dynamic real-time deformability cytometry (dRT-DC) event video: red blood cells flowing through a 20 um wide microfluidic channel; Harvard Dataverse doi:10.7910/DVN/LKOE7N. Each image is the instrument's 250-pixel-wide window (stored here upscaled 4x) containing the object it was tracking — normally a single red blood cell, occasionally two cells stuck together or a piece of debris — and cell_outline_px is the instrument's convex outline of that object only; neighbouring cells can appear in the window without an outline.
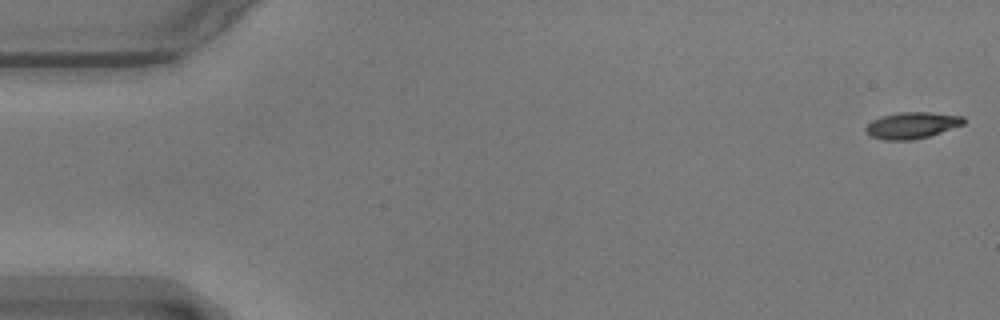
{"species": "common noctule bat (a hibernating species)", "species_latin": "Nyctalus noctula", "temperature_condition": "warm", "stored_images_in_passage": 56, "camera_frame_rate_fps": 3000, "um_per_image_px": 0.085, "animal": {"sex": "male", "body_mass_g": 17.9}, "frame": {"image": 1, "passage_image": 1, "time_ms": 0.0, "image_size_px": [1000, 320], "cell_outline_px": [[964, 124], [928, 136], [912, 140], [884, 140], [868, 136], [864, 132], [864, 128], [872, 120], [880, 116], [900, 112], [928, 112], [964, 116]], "centroid_in_image_um": [77.45, 10.65], "position_along_channel_um": 7.6, "area_um2": 15.14}}
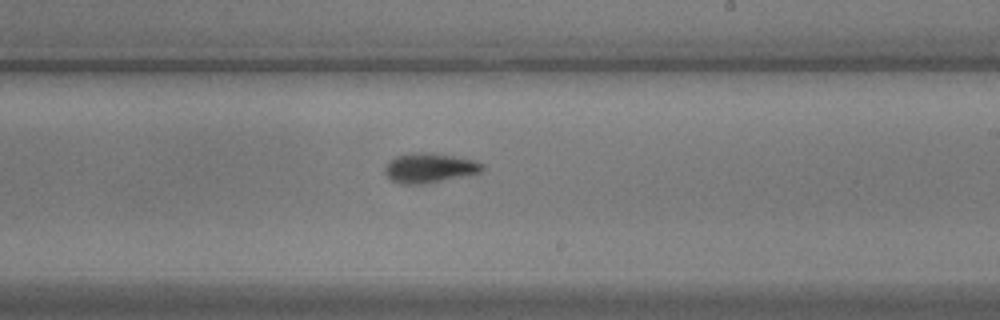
{"frame": {"image": 2, "passage_image": 33, "time_ms": 10.667, "image_size_px": [1000, 320], "cell_outline_px": [[484, 168], [480, 172], [424, 184], [400, 184], [392, 180], [384, 172], [384, 168], [396, 156], [412, 152], [432, 152], [476, 160], [484, 164]], "centroid_in_image_um": [36.51, 14.26], "position_along_channel_um": 252.5, "area_um2": 16.76}}
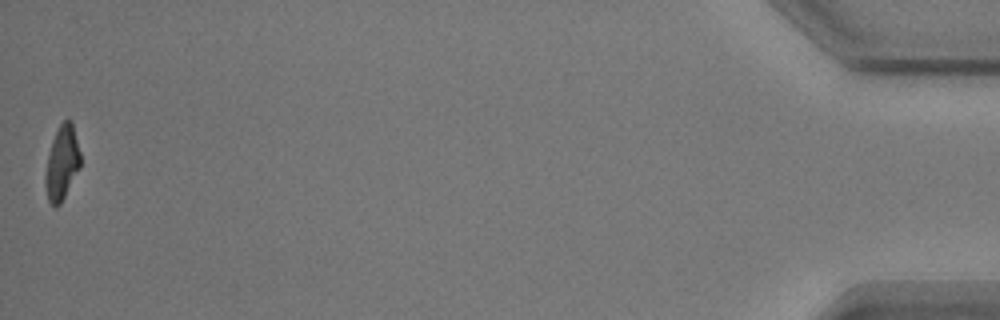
{"frame": {"image": 3, "passage_image": 56, "time_ms": 18.333, "image_size_px": [1000, 320], "cell_outline_px": [[80, 168], [60, 204], [56, 208], [48, 200], [44, 184], [44, 176], [48, 156], [52, 140], [60, 124], [64, 120], [72, 120], [80, 152]], "centroid_in_image_um": [5.26, 13.86], "position_along_channel_um": 429.9, "area_um2": 15.14}, "authors_computed_cell_mechanics": {"area_um2": 15.9817, "velocity_mm_per_s": 3.5723, "shape_relaxation_time_tau1_ms": 3.0211, "shape_relaxation_time_tau2_ms": 2.3838, "deformation_change_tau1": 0.1399, "deformation_change_tau2": 0.0831}}